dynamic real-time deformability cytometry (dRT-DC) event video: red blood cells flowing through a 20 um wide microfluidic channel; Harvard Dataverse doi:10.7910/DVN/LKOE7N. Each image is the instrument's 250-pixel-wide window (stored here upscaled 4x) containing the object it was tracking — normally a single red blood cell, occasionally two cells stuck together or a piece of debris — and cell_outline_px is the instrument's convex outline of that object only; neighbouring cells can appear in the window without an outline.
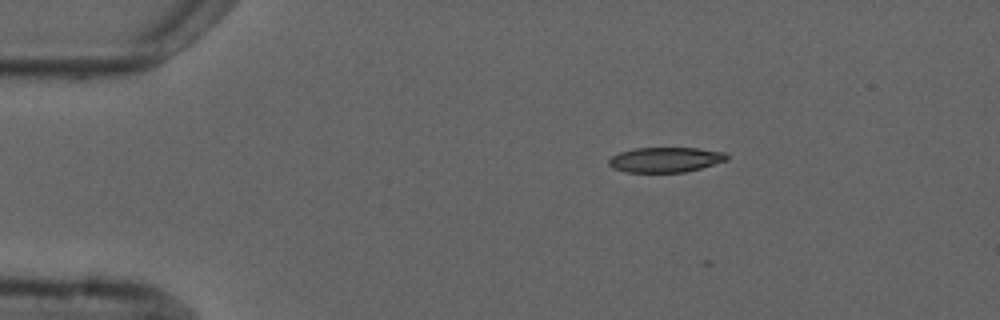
{"species": "common noctule bat (a hibernating species)", "species_latin": "Nyctalus noctula", "temperature_condition": "cold", "stored_images_in_passage": 10, "camera_frame_rate_fps": 3000, "um_per_image_px": 0.085, "animal": {"sex": "male", "forearm_length_mm": 52.5}, "frame": {"image": 1, "passage_image": 2, "time_ms": 1.0, "image_size_px": [1000, 320], "cell_outline_px": [[728, 160], [700, 168], [684, 172], [624, 172], [612, 168], [608, 164], [608, 160], [612, 156], [620, 152], [636, 148], [696, 148], [724, 152], [728, 156]], "centroid_in_image_um": [56.54, 13.58], "position_along_channel_um": 28.5, "area_um2": 17.17}}
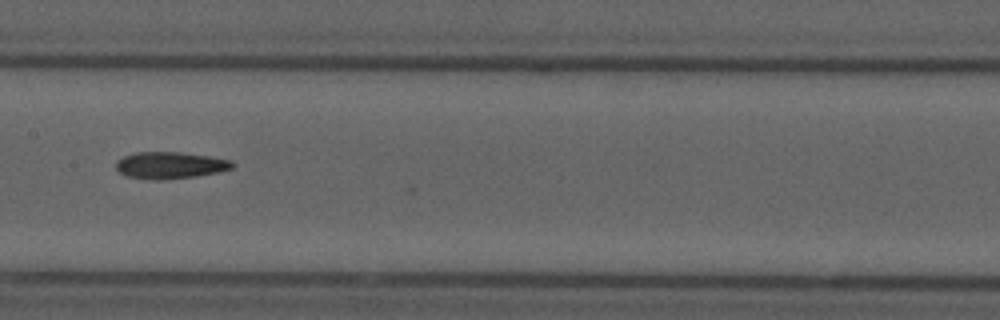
{"frame": {"image": 2, "passage_image": 7, "time_ms": 7.0, "image_size_px": [1000, 320], "cell_outline_px": [[236, 164], [232, 168], [220, 172], [196, 176], [160, 180], [156, 180], [128, 176], [120, 172], [116, 168], [116, 160], [124, 156], [136, 152], [180, 152], [208, 156], [232, 160]], "centroid_in_image_um": [14.49, 14.04], "position_along_channel_um": 192.9, "area_um2": 18.15}}
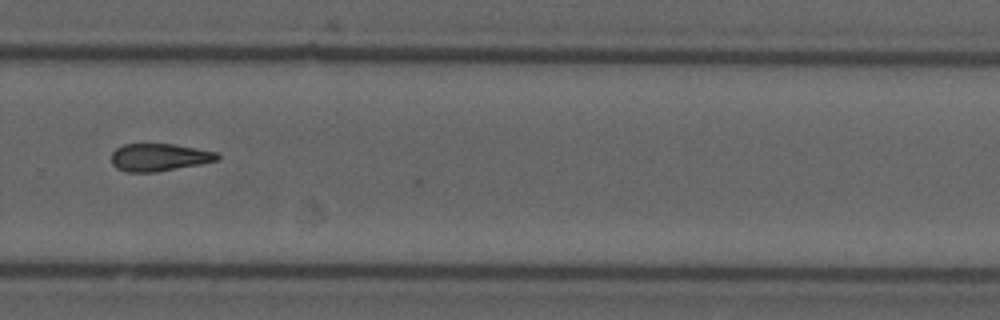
{"frame": {"image": 3, "passage_image": 10, "time_ms": 10.333, "image_size_px": [1000, 320], "cell_outline_px": [[220, 160], [200, 164], [156, 172], [124, 172], [116, 168], [112, 164], [112, 152], [116, 148], [124, 144], [172, 144], [196, 148], [216, 152], [220, 156]], "centroid_in_image_um": [13.52, 13.38], "position_along_channel_um": 316.3, "area_um2": 17.05}}